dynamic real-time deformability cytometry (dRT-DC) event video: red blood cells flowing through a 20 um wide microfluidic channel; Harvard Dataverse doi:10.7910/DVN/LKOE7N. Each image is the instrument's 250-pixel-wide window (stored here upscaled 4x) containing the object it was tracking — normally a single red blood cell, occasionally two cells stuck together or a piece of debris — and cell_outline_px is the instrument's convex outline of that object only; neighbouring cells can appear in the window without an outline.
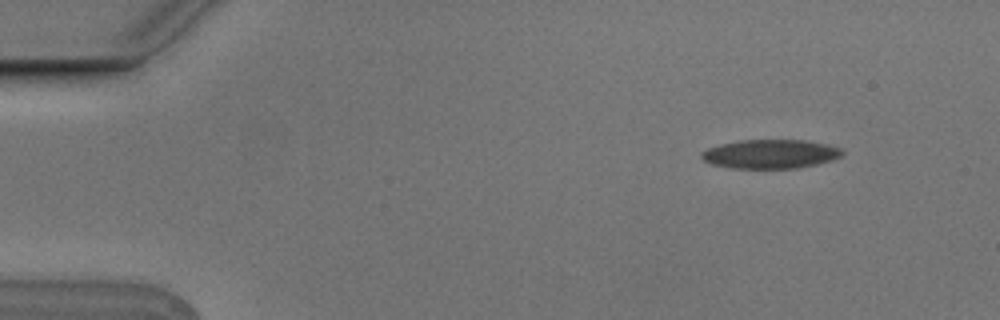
{"species": "Egyptian fruit bat (a non-hibernating species)", "species_latin": "Rousettus aegyptiacus", "temperature_condition": "cold", "stored_images_in_passage": 4, "camera_frame_rate_fps": 3000, "um_per_image_px": 0.085, "animal": {"sex": "male"}, "frame": {"image": 1, "passage_image": 2, "time_ms": 0.333, "image_size_px": [1000, 320], "cell_outline_px": [[844, 152], [840, 156], [832, 160], [800, 168], [732, 168], [712, 164], [704, 160], [700, 156], [700, 152], [708, 148], [720, 144], [740, 140], [804, 140], [828, 144], [840, 148]], "centroid_in_image_um": [65.48, 13.09], "position_along_channel_um": 19.5, "area_um2": 23.76}}